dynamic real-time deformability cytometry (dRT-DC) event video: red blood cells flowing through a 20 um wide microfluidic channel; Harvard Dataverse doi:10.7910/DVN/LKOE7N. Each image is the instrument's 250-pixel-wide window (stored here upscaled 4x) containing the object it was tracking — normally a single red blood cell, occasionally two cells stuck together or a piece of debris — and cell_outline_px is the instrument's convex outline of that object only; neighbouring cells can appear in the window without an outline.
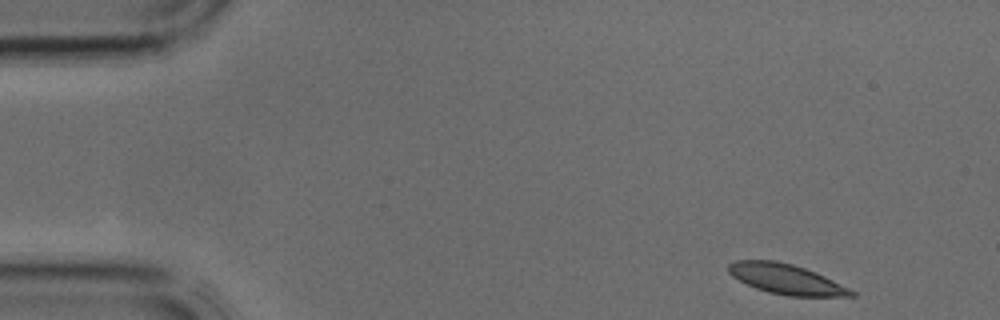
{"species": "common noctule bat (a hibernating species)", "species_latin": "Nyctalus noctula", "temperature_condition": "cold", "stored_images_in_passage": 2, "camera_frame_rate_fps": 3000, "um_per_image_px": 0.085, "animal": {"sex": "male", "body_mass_g": 17.9, "forearm_length_mm": 54.2}, "frame": {"image": 1, "passage_image": 1, "time_ms": 0.0, "image_size_px": [1000, 320], "cell_outline_px": [[856, 296], [788, 296], [768, 292], [756, 288], [732, 276], [728, 272], [728, 264], [736, 260], [776, 260], [792, 264], [816, 272], [856, 292]], "centroid_in_image_um": [66.81, 23.72], "position_along_channel_um": 18.2, "area_um2": 21.33}}